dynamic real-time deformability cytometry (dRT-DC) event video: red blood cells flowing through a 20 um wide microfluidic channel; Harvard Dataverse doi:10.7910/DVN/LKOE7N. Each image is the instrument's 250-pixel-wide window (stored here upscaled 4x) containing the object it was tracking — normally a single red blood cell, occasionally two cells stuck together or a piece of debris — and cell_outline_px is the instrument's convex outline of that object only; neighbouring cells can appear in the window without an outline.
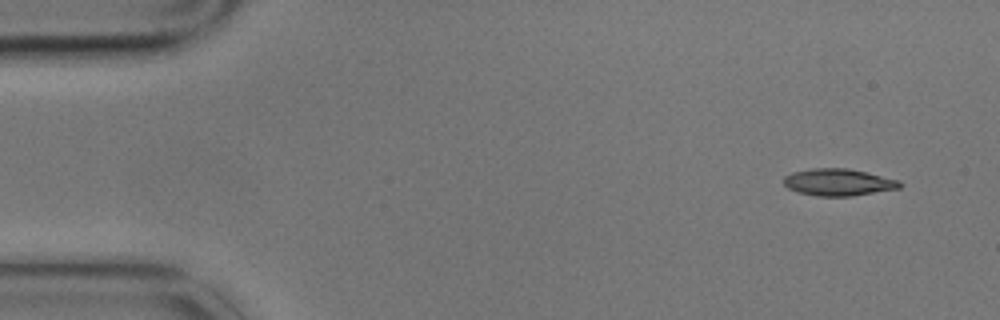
{"species": "common noctule bat (a hibernating species)", "species_latin": "Nyctalus noctula", "temperature_condition": "cold", "stored_images_in_passage": 5, "camera_frame_rate_fps": 3000, "um_per_image_px": 0.085, "animal": {"sex": "male", "body_mass_g": 17.9}, "frame": {"image": 1, "passage_image": 1, "time_ms": 0.0, "image_size_px": [1000, 320], "cell_outline_px": [[904, 184], [900, 188], [852, 196], [816, 196], [796, 192], [788, 188], [784, 184], [784, 176], [792, 172], [812, 168], [848, 168], [900, 180]], "centroid_in_image_um": [71.26, 15.49], "position_along_channel_um": 13.7, "area_um2": 18.38}}
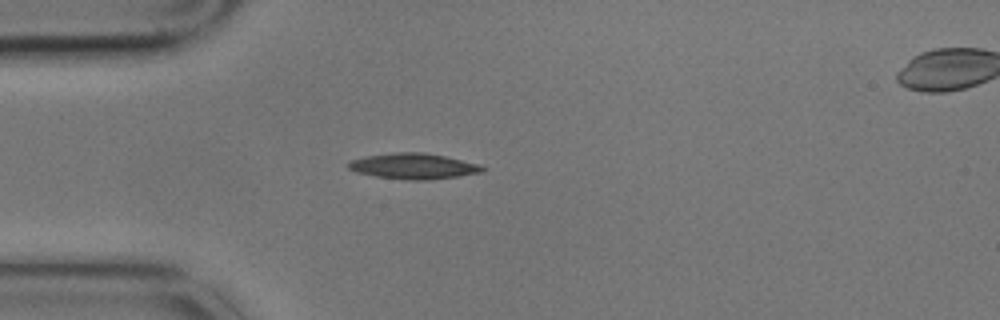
{"frame": {"image": 2, "passage_image": 4, "time_ms": 1.0, "image_size_px": [1000, 320], "cell_outline_px": [[488, 168], [484, 172], [428, 180], [408, 180], [376, 176], [356, 172], [348, 168], [348, 164], [352, 160], [364, 156], [396, 152], [424, 152], [444, 156], [480, 164]], "centroid_in_image_um": [35.18, 14.12], "position_along_channel_um": 49.8, "area_um2": 20.06}}